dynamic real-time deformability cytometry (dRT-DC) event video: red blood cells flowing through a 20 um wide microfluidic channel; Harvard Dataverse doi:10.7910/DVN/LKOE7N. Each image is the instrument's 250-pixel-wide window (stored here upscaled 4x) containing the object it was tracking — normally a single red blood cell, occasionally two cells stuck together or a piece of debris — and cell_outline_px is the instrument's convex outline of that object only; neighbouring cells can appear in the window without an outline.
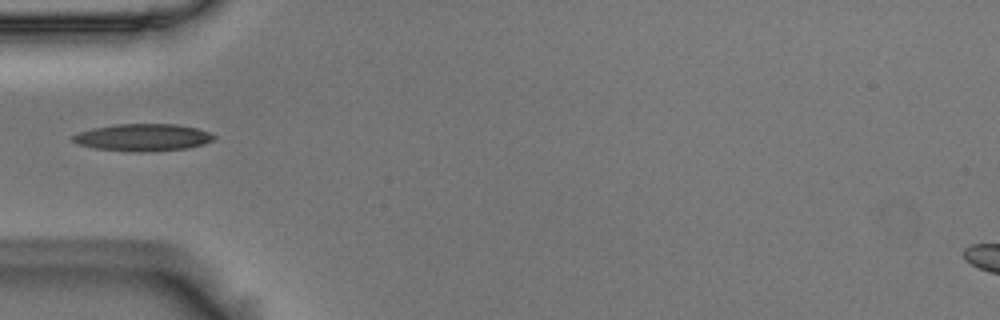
{"species": "Egyptian fruit bat (a non-hibernating species)", "species_latin": "Rousettus aegyptiacus", "temperature_condition": "room temperature", "stored_images_in_passage": 38, "camera_frame_rate_fps": 3000, "um_per_image_px": 0.085, "animal": {"sex": "male"}, "frame": {"image": 1, "passage_image": 1, "time_ms": 0.0, "image_size_px": [1000, 320], "cell_outline_px": [[216, 136], [212, 140], [204, 144], [188, 148], [140, 152], [132, 152], [96, 148], [80, 144], [72, 140], [72, 136], [80, 132], [92, 128], [116, 124], [176, 124], [196, 128], [208, 132]], "centroid_in_image_um": [12.16, 11.68], "position_along_channel_um": 72.8, "area_um2": 22.14}}
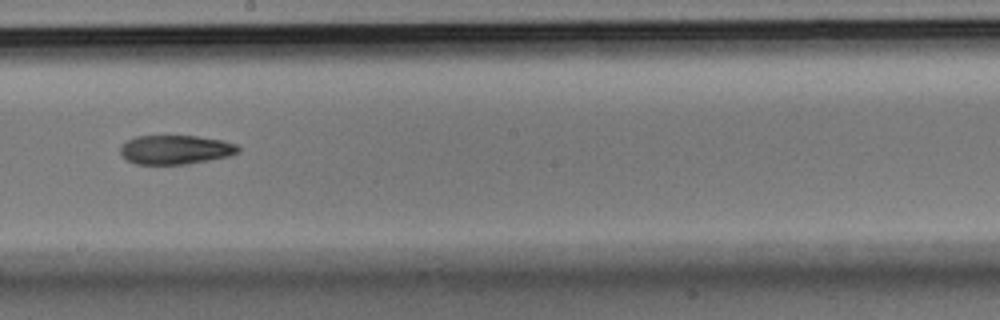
{"frame": {"image": 2, "passage_image": 14, "time_ms": 4.333, "image_size_px": [1000, 320], "cell_outline_px": [[240, 152], [228, 156], [188, 164], [136, 164], [128, 160], [120, 152], [120, 144], [136, 136], [196, 136], [224, 140], [236, 144], [240, 148]], "centroid_in_image_um": [14.93, 12.72], "position_along_channel_um": 233.3, "area_um2": 20.0}}
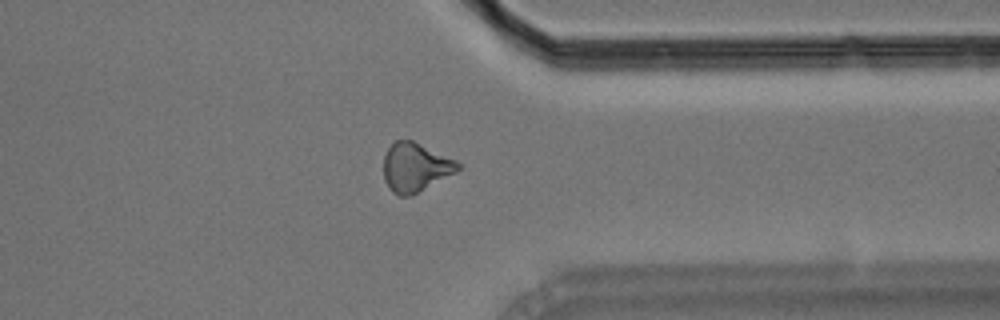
{"frame": {"image": 3, "passage_image": 26, "time_ms": 8.333, "image_size_px": [1000, 320], "cell_outline_px": [[460, 168], [456, 172], [412, 196], [400, 196], [392, 192], [384, 180], [384, 156], [388, 148], [396, 140], [412, 140], [456, 160], [460, 164]], "centroid_in_image_um": [35.3, 14.23], "position_along_channel_um": 376.1, "area_um2": 21.1}}